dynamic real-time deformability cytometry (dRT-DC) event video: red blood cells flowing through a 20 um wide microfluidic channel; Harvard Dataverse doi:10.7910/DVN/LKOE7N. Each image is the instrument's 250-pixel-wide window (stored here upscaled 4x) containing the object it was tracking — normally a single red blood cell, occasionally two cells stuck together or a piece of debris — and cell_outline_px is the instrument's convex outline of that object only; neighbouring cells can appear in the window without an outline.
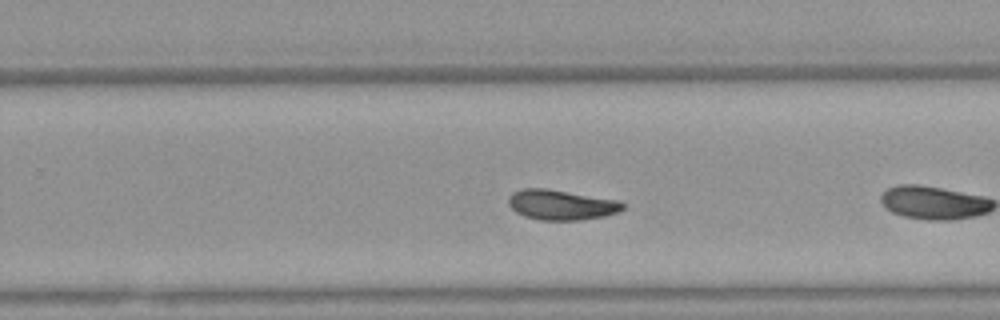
{"species": "Egyptian fruit bat (a non-hibernating species)", "species_latin": "Rousettus aegyptiacus", "temperature_condition": "warm", "stored_images_in_passage": 24, "camera_frame_rate_fps": 3000, "um_per_image_px": 0.085, "animal": {"sex": "female"}, "frame": {"image": 1, "passage_image": 17, "time_ms": 5.333, "image_size_px": [1000, 320], "cell_outline_px": [[628, 204], [620, 212], [604, 216], [580, 220], [540, 220], [524, 216], [516, 212], [508, 204], [508, 196], [512, 192], [524, 188], [548, 188], [620, 200]], "centroid_in_image_um": [47.74, 17.4], "position_along_channel_um": 282.1, "area_um2": 20.46}}